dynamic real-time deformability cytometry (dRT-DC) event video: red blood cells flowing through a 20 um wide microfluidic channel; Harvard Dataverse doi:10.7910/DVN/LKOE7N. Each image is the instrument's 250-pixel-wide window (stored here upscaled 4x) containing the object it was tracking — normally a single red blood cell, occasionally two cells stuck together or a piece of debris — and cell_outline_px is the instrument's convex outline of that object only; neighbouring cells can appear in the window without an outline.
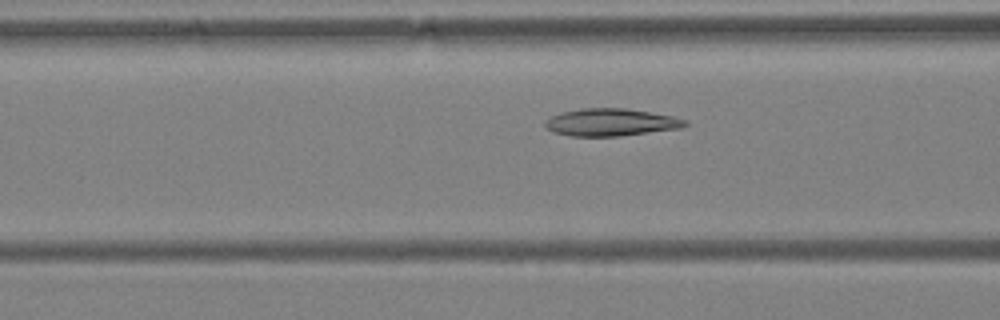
{"species": "Egyptian fruit bat (a non-hibernating species)", "species_latin": "Rousettus aegyptiacus", "temperature_condition": "warm", "stored_images_in_passage": 45, "camera_frame_rate_fps": 3000, "um_per_image_px": 0.085, "animal": {"sex": "female"}, "frame": {"image": 1, "passage_image": 16, "time_ms": 5.0, "image_size_px": [1000, 320], "cell_outline_px": [[688, 124], [680, 128], [620, 136], [572, 136], [552, 132], [544, 124], [544, 120], [560, 112], [584, 108], [624, 108], [672, 116], [688, 120]], "centroid_in_image_um": [51.9, 10.39], "position_along_channel_um": 114.7, "area_um2": 22.25}}
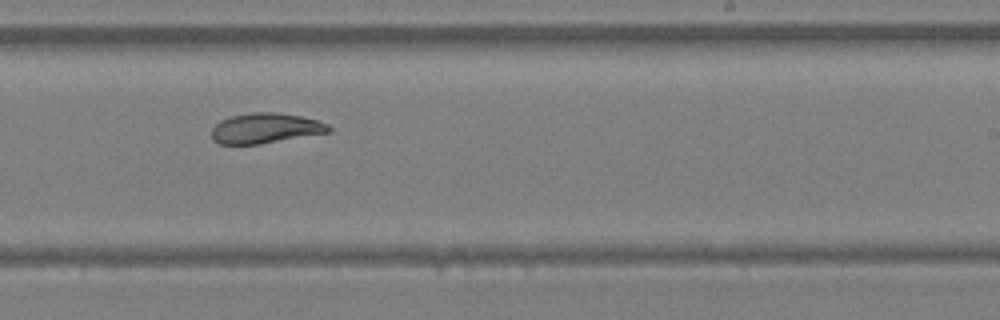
{"frame": {"image": 2, "passage_image": 27, "time_ms": 8.667, "image_size_px": [1000, 320], "cell_outline_px": [[332, 132], [260, 144], [220, 144], [212, 140], [212, 128], [220, 120], [232, 116], [252, 112], [276, 112], [300, 116], [316, 120], [328, 124], [332, 128]], "centroid_in_image_um": [22.58, 10.9], "position_along_channel_um": 266.4, "area_um2": 20.69}}
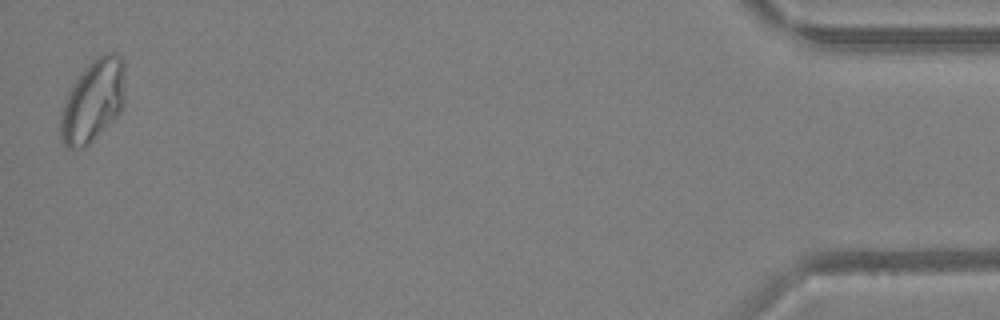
{"frame": {"image": 3, "passage_image": 45, "time_ms": 14.667, "image_size_px": [1000, 320], "cell_outline_px": [[124, 104], [120, 112], [88, 144], [80, 148], [68, 148], [60, 140], [60, 112], [68, 92], [72, 84], [84, 68], [96, 56], [104, 52], [116, 52], [124, 60]], "centroid_in_image_um": [7.9, 8.53], "position_along_channel_um": 427.3, "area_um2": 31.04}, "authors_computed_cell_mechanics": {"area_um2": 23.9292, "velocity_mm_per_s": 4.1553, "shape_relaxation_time_tau1_ms": null, "shape_relaxation_time_tau2_ms": 3.1989, "deformation_change_tau1": null, "deformation_change_tau2": 0.069}}